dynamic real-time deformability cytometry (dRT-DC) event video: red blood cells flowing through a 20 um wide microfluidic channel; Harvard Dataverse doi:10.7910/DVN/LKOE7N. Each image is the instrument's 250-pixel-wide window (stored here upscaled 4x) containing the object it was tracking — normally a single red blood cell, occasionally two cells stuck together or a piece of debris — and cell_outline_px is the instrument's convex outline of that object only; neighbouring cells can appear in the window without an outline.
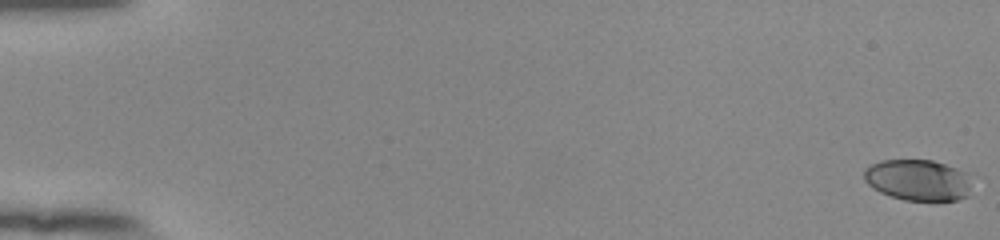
{"species": "human", "species_latin": "Homo sapiens", "temperature_condition": "room temperature", "stored_images_in_passage": 56, "camera_frame_rate_fps": 3000, "um_per_image_px": 0.085, "donor": {"sex": "female"}, "frame": {"image": 1, "passage_image": 1, "time_ms": 0.0, "image_size_px": [1000, 240], "cell_outline_px": [[968, 196], [956, 200], [904, 200], [880, 192], [872, 188], [864, 180], [864, 168], [880, 160], [932, 160], [956, 168], [964, 172], [968, 184]], "centroid_in_image_um": [77.95, 15.3], "position_along_channel_um": 7.1, "area_um2": 25.43}}
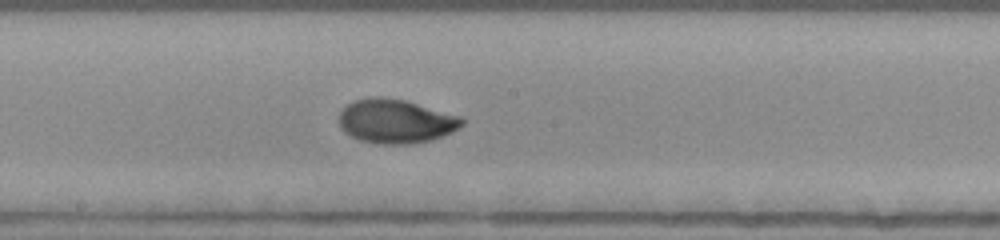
{"frame": {"image": 2, "passage_image": 32, "time_ms": 10.333, "image_size_px": [1000, 240], "cell_outline_px": [[464, 124], [460, 128], [452, 132], [432, 140], [412, 144], [380, 144], [360, 140], [344, 132], [340, 128], [340, 112], [348, 104], [356, 100], [368, 96], [380, 96], [404, 100], [464, 116]], "centroid_in_image_um": [33.68, 10.3], "position_along_channel_um": 214.5, "area_um2": 31.85}}
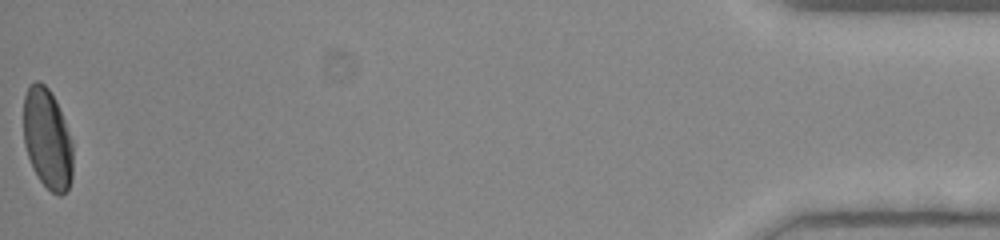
{"frame": {"image": 3, "passage_image": 56, "time_ms": 18.333, "image_size_px": [1000, 240], "cell_outline_px": [[72, 176], [68, 188], [60, 196], [52, 192], [40, 180], [32, 168], [24, 144], [24, 96], [28, 88], [36, 80], [40, 80], [48, 88], [56, 100], [72, 140]], "centroid_in_image_um": [4.02, 11.79], "position_along_channel_um": 431.2, "area_um2": 28.78}, "authors_computed_cell_mechanics": {"area_um2": 29.3335, "velocity_mm_per_s": 3.8457, "shape_relaxation_time_tau1_ms": 4.1835, "shape_relaxation_time_tau2_ms": null, "deformation_change_tau1": 0.1751, "deformation_change_tau2": null}}